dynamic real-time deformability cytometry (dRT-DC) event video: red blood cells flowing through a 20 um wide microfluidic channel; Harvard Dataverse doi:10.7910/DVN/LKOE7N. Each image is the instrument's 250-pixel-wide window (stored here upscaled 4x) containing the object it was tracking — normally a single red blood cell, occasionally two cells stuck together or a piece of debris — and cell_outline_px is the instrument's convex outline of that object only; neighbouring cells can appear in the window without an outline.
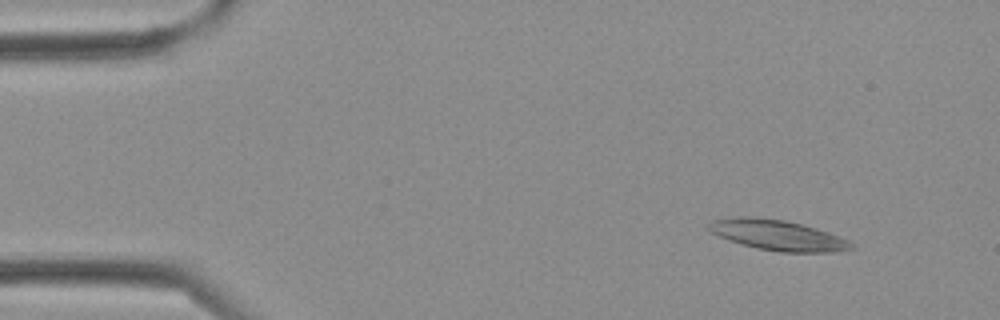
{"species": "Egyptian fruit bat (a non-hibernating species)", "species_latin": "Rousettus aegyptiacus", "temperature_condition": "cold", "stored_images_in_passage": 4, "camera_frame_rate_fps": 3000, "um_per_image_px": 0.085, "frame": {"image": 1, "passage_image": 2, "time_ms": 0.333, "image_size_px": [1000, 320], "cell_outline_px": [[856, 248], [836, 252], [780, 252], [756, 248], [728, 240], [712, 232], [708, 228], [708, 224], [712, 220], [740, 216], [748, 216], [784, 220], [816, 228], [828, 232], [848, 240]], "centroid_in_image_um": [66.11, 19.99], "position_along_channel_um": 18.9, "area_um2": 25.09}}
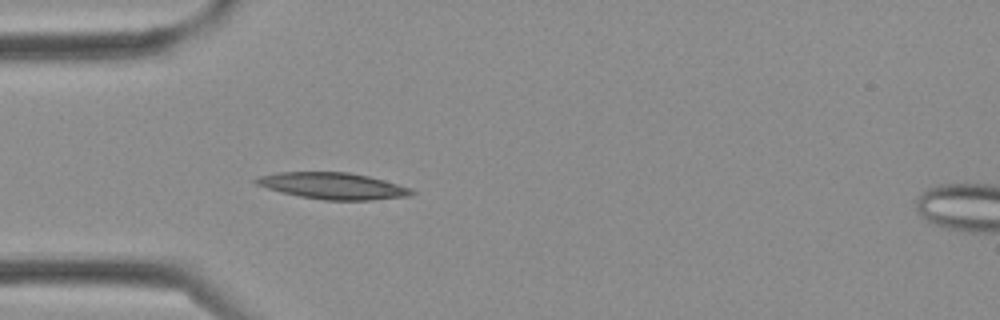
{"frame": {"image": 2, "passage_image": 3, "time_ms": 0.667, "image_size_px": [1000, 320], "cell_outline_px": [[416, 192], [408, 196], [368, 200], [324, 200], [300, 196], [280, 192], [256, 184], [252, 180], [260, 176], [276, 172], [348, 172], [368, 176], [384, 180], [412, 188]], "centroid_in_image_um": [28.29, 15.79], "position_along_channel_um": 56.7, "area_um2": 23.93}}